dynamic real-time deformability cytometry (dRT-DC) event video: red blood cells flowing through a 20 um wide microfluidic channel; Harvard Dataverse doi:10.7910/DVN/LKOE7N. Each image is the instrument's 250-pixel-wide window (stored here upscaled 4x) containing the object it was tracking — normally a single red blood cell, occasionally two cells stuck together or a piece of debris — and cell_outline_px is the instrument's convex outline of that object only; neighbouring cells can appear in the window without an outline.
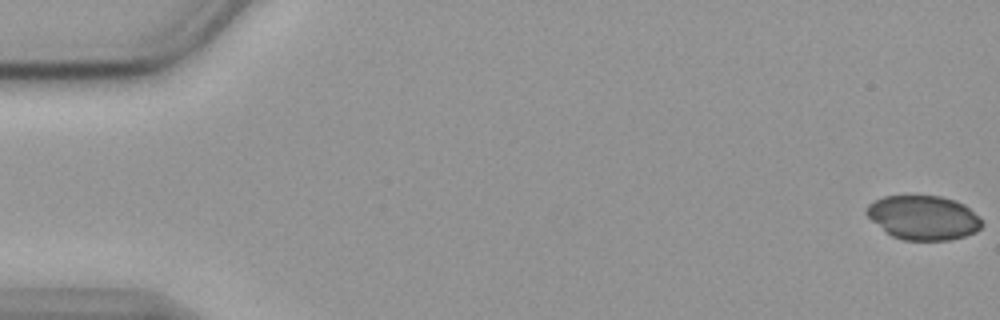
{"species": "common noctule bat (a hibernating species)", "species_latin": "Nyctalus noctula", "temperature_condition": "cold", "stored_images_in_passage": 56, "camera_frame_rate_fps": 3000, "um_per_image_px": 0.085, "animal": {"sex": "female", "body_mass_g": 19.9}, "frame": {"image": 1, "passage_image": 1, "time_ms": 0.0, "image_size_px": [1000, 320], "cell_outline_px": [[984, 224], [976, 232], [952, 240], [904, 240], [892, 236], [884, 232], [864, 212], [868, 204], [884, 196], [940, 196], [956, 200], [964, 204], [980, 216]], "centroid_in_image_um": [78.5, 18.5], "position_along_channel_um": 6.5, "area_um2": 29.94}}
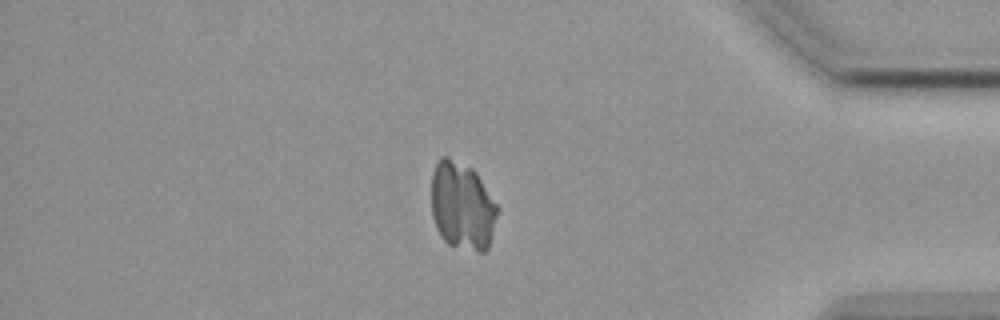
{"frame": {"image": 2, "passage_image": 48, "time_ms": 15.667, "image_size_px": [1000, 320], "cell_outline_px": [[496, 216], [488, 248], [484, 252], [480, 252], [448, 244], [440, 236], [436, 228], [432, 216], [432, 172], [436, 160], [440, 156], [448, 156], [472, 168], [476, 172], [496, 204]], "centroid_in_image_um": [39.24, 17.48], "position_along_channel_um": 396.0, "area_um2": 33.7}}
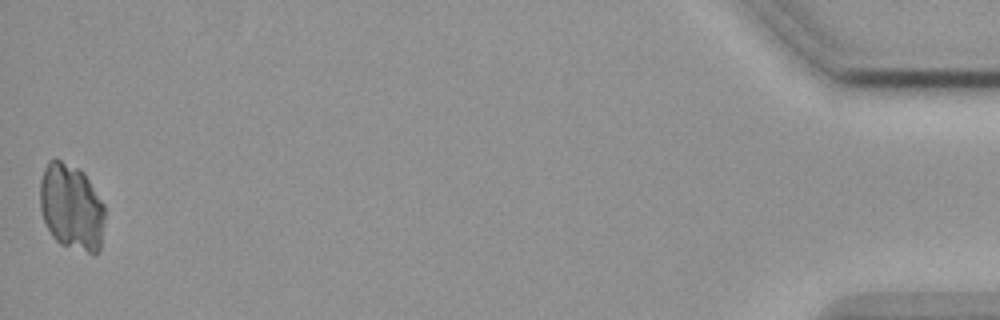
{"frame": {"image": 3, "passage_image": 56, "time_ms": 18.333, "image_size_px": [1000, 320], "cell_outline_px": [[104, 220], [100, 252], [96, 256], [92, 256], [60, 244], [52, 236], [44, 220], [40, 208], [40, 180], [44, 168], [48, 160], [56, 156], [80, 168], [84, 172], [104, 204]], "centroid_in_image_um": [6.08, 17.6], "position_along_channel_um": 429.1, "area_um2": 33.52}}